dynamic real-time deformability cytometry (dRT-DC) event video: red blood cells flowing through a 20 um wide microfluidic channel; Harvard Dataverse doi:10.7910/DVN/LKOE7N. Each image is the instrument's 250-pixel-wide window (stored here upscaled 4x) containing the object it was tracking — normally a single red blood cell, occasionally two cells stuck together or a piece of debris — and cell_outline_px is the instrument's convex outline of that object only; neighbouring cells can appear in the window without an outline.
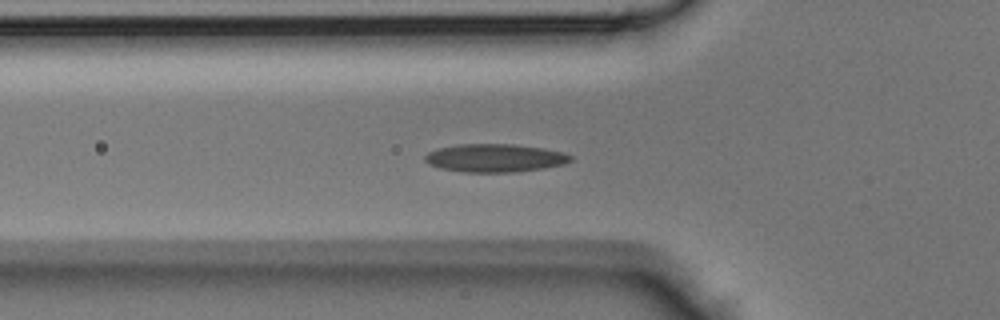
{"species": "Egyptian fruit bat (a non-hibernating species)", "species_latin": "Rousettus aegyptiacus", "temperature_condition": "room temperature", "stored_images_in_passage": 37, "camera_frame_rate_fps": 3000, "um_per_image_px": 0.085, "animal": {"sex": "male"}, "frame": {"image": 1, "passage_image": 7, "time_ms": 2.0, "image_size_px": [1000, 320], "cell_outline_px": [[572, 160], [564, 164], [540, 168], [512, 172], [464, 172], [440, 168], [428, 164], [424, 160], [424, 156], [428, 152], [440, 148], [456, 144], [512, 144], [544, 148], [564, 152], [572, 156]], "centroid_in_image_um": [42.05, 13.42], "position_along_channel_um": 83.8, "area_um2": 23.81}}
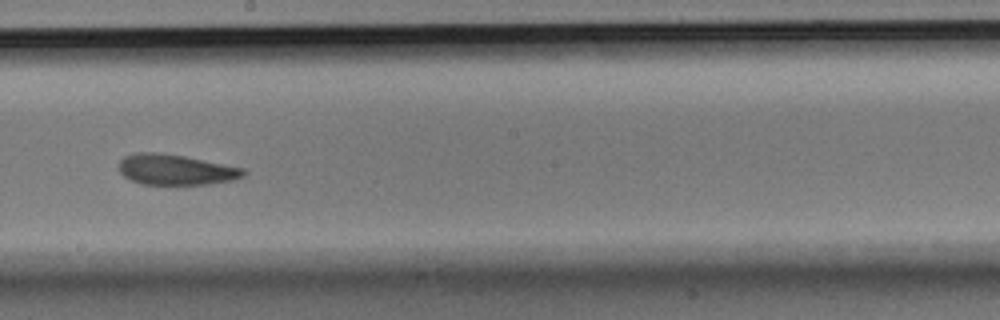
{"frame": {"image": 2, "passage_image": 17, "time_ms": 5.333, "image_size_px": [1000, 320], "cell_outline_px": [[248, 172], [244, 176], [232, 180], [208, 184], [144, 184], [132, 180], [124, 176], [120, 172], [116, 164], [124, 156], [136, 152], [160, 152], [184, 156], [244, 168]], "centroid_in_image_um": [14.91, 14.41], "position_along_channel_um": 233.3, "area_um2": 22.25}}
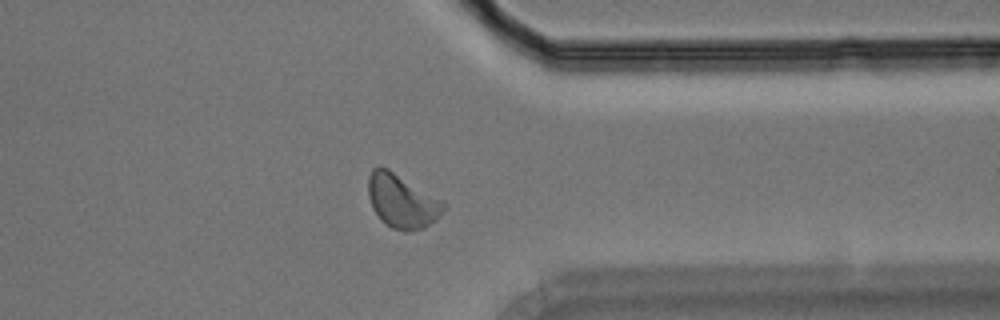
{"frame": {"image": 3, "passage_image": 27, "time_ms": 8.667, "image_size_px": [1000, 320], "cell_outline_px": [[448, 208], [436, 220], [424, 228], [404, 232], [392, 228], [384, 224], [380, 220], [372, 208], [368, 196], [368, 176], [372, 168], [380, 164], [388, 168], [448, 204]], "centroid_in_image_um": [34.16, 17.1], "position_along_channel_um": 377.2, "area_um2": 24.04}}